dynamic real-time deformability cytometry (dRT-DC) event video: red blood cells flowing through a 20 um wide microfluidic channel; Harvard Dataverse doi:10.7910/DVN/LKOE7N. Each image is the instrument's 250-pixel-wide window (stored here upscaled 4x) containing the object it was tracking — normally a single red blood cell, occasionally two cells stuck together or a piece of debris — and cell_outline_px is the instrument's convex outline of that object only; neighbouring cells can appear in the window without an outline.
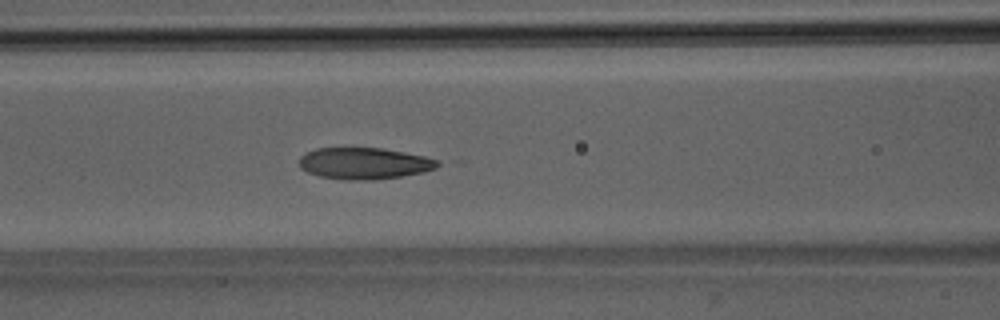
{"species": "Egyptian fruit bat (a non-hibernating species)", "species_latin": "Rousettus aegyptiacus", "temperature_condition": "room temperature", "stored_images_in_passage": 38, "camera_frame_rate_fps": 3000, "um_per_image_px": 0.085, "animal": {"sex": "male"}, "frame": {"image": 1, "passage_image": 11, "time_ms": 3.333, "image_size_px": [1000, 320], "cell_outline_px": [[444, 164], [436, 168], [424, 172], [400, 176], [372, 180], [344, 180], [320, 176], [308, 172], [300, 168], [300, 156], [316, 148], [380, 148], [404, 152], [424, 156], [440, 160]], "centroid_in_image_um": [31.01, 13.89], "position_along_channel_um": 135.6, "area_um2": 25.49}}
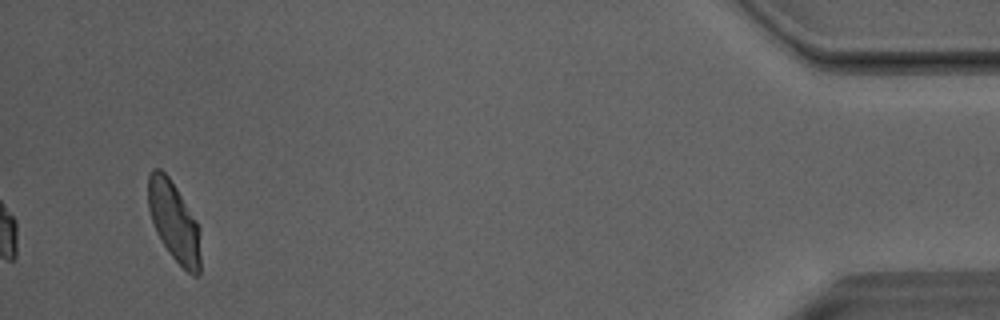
{"frame": {"image": 2, "passage_image": 38, "time_ms": 12.333, "image_size_px": [1000, 320], "cell_outline_px": [[200, 272], [196, 276], [192, 276], [168, 252], [156, 232], [148, 208], [148, 176], [152, 168], [160, 168], [168, 176], [176, 188], [196, 220], [200, 228]], "centroid_in_image_um": [14.79, 18.83], "position_along_channel_um": 420.4, "area_um2": 24.28}}